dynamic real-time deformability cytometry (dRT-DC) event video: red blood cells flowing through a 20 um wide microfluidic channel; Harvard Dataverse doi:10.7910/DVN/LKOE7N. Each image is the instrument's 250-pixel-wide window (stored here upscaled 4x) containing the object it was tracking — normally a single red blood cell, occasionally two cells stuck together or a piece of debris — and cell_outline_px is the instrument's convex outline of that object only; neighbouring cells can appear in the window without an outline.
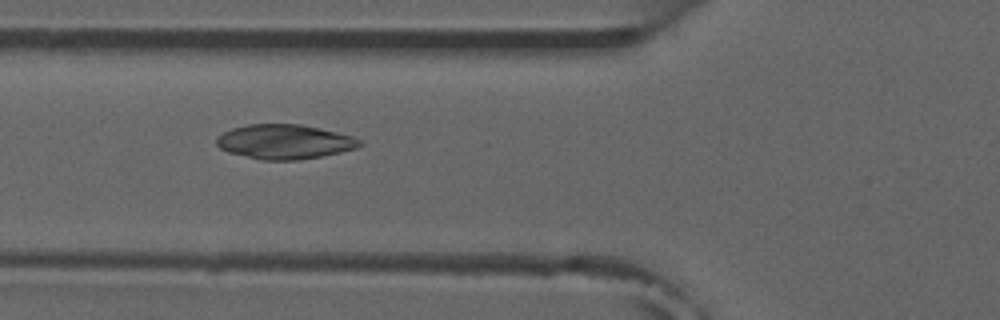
{"species": "common noctule bat (a hibernating species)", "species_latin": "Nyctalus noctula", "temperature_condition": "room temperature", "stored_images_in_passage": 3, "camera_frame_rate_fps": 3000, "um_per_image_px": 0.085, "animal": {"sex": "male", "forearm_length_mm": 52.5}, "frame": {"image": 1, "passage_image": 2, "time_ms": 1.0, "image_size_px": [1000, 320], "cell_outline_px": [[364, 144], [356, 148], [340, 152], [320, 156], [296, 160], [260, 160], [228, 152], [220, 148], [216, 144], [216, 136], [232, 128], [248, 124], [300, 124], [320, 128], [352, 136], [360, 140]], "centroid_in_image_um": [24.16, 12.04], "position_along_channel_um": 101.6, "area_um2": 28.78}}
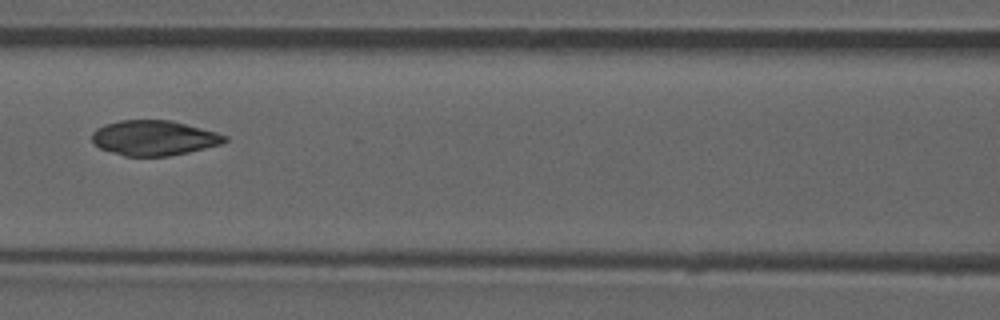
{"frame": {"image": 2, "passage_image": 3, "time_ms": 2.333, "image_size_px": [1000, 320], "cell_outline_px": [[228, 140], [220, 144], [188, 152], [168, 156], [124, 156], [100, 148], [92, 140], [92, 132], [96, 128], [104, 124], [120, 120], [172, 120], [216, 132], [228, 136]], "centroid_in_image_um": [13.08, 11.71], "position_along_channel_um": 153.5, "area_um2": 27.05}}